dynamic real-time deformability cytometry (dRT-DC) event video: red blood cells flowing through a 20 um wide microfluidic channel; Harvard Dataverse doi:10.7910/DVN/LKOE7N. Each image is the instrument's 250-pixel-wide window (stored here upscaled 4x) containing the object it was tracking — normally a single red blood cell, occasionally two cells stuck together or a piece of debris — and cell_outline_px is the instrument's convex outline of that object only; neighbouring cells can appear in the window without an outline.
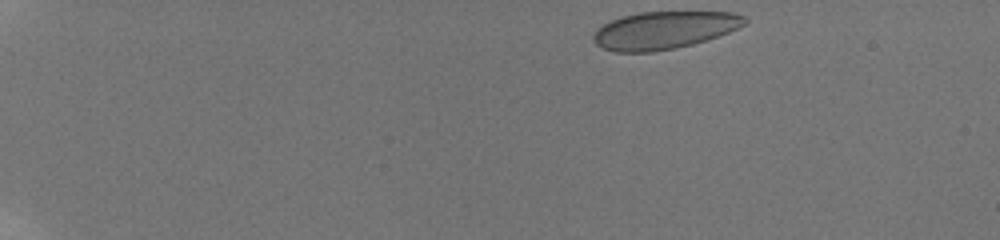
{"species": "human", "species_latin": "Homo sapiens", "temperature_condition": "room temperature", "stored_images_in_passage": 48, "camera_frame_rate_fps": 3000, "um_per_image_px": 0.085, "donor": {"sex": "male"}, "frame": {"image": 1, "passage_image": 1, "time_ms": 0.0, "image_size_px": [1000, 240], "cell_outline_px": [[748, 20], [744, 24], [728, 32], [692, 44], [676, 48], [652, 52], [612, 52], [600, 48], [592, 40], [592, 36], [596, 28], [612, 20], [624, 16], [640, 12], [732, 12], [744, 16]], "centroid_in_image_um": [56.38, 2.57], "position_along_channel_um": 28.6, "area_um2": 33.06}}
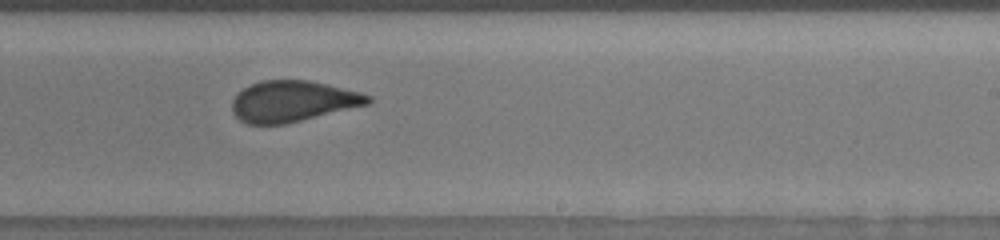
{"frame": {"image": 2, "passage_image": 30, "time_ms": 9.667, "image_size_px": [1000, 240], "cell_outline_px": [[372, 100], [368, 104], [284, 124], [248, 124], [240, 120], [232, 112], [232, 100], [244, 88], [260, 80], [308, 80], [360, 92], [372, 96]], "centroid_in_image_um": [24.87, 8.6], "position_along_channel_um": 264.1, "area_um2": 32.08}}
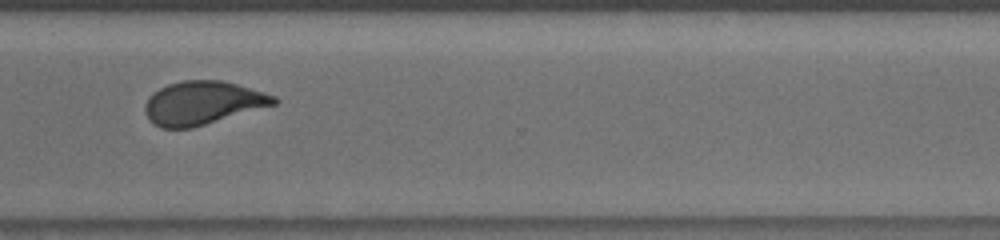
{"frame": {"image": 3, "passage_image": 37, "time_ms": 12.0, "image_size_px": [1000, 240], "cell_outline_px": [[280, 100], [276, 104], [192, 128], [160, 128], [152, 124], [148, 120], [144, 112], [144, 104], [160, 88], [168, 84], [180, 80], [224, 80], [276, 96]], "centroid_in_image_um": [17.21, 8.75], "position_along_channel_um": 353.4, "area_um2": 32.6}}